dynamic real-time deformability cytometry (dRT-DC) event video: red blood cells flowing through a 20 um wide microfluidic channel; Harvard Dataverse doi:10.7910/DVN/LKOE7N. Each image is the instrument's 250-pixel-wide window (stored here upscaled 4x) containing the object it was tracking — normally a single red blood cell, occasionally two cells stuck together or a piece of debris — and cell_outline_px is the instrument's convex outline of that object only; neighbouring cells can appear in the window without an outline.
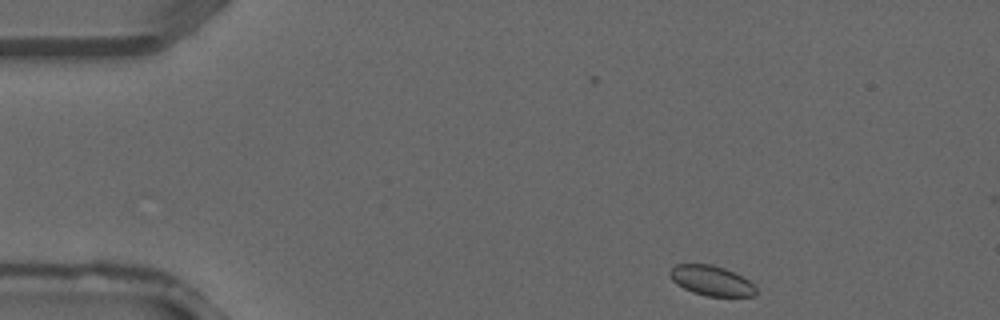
{"species": "common noctule bat (a hibernating species)", "species_latin": "Nyctalus noctula", "temperature_condition": "warm", "stored_images_in_passage": 34, "camera_frame_rate_fps": 3000, "um_per_image_px": 0.085, "animal": {"sex": "male", "forearm_length_mm": 52.5}, "frame": {"image": 1, "passage_image": 1, "time_ms": 0.0, "image_size_px": [1000, 320], "cell_outline_px": [[756, 292], [752, 296], [708, 296], [692, 292], [676, 284], [672, 280], [668, 272], [676, 264], [712, 264], [724, 268], [748, 280], [756, 288]], "centroid_in_image_um": [60.43, 23.85], "position_along_channel_um": 24.6, "area_um2": 14.85}}
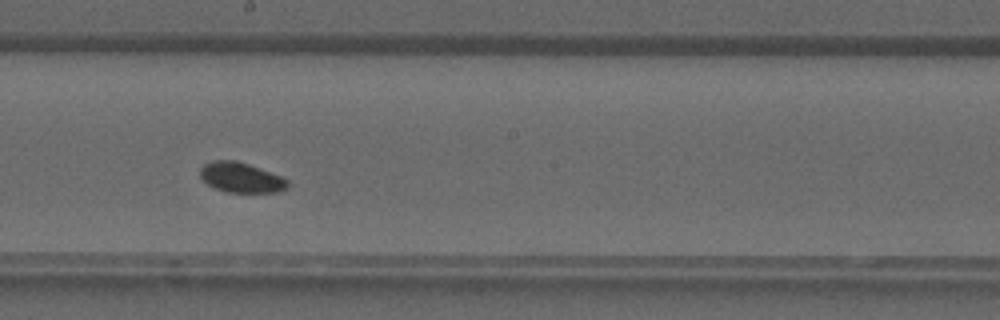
{"frame": {"image": 2, "passage_image": 17, "time_ms": 5.333, "image_size_px": [1000, 320], "cell_outline_px": [[288, 188], [276, 192], [228, 192], [216, 188], [208, 184], [200, 176], [200, 168], [204, 164], [216, 160], [236, 160], [248, 164], [280, 176], [288, 180]], "centroid_in_image_um": [20.48, 15.09], "position_along_channel_um": 227.7, "area_um2": 15.09}}
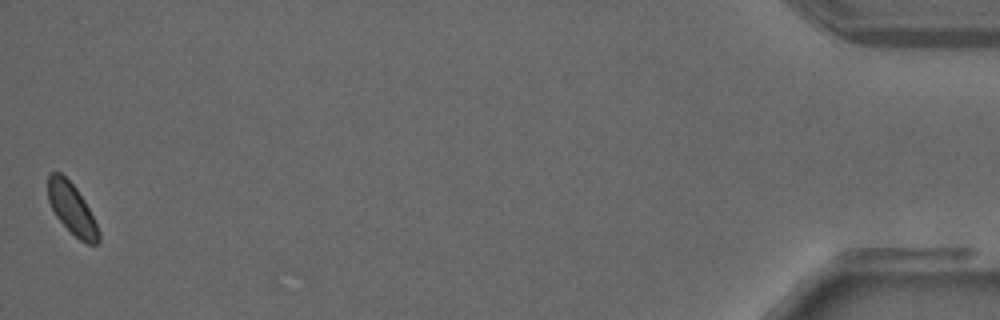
{"frame": {"image": 3, "passage_image": 34, "time_ms": 11.0, "image_size_px": [1000, 320], "cell_outline_px": [[100, 240], [96, 244], [88, 244], [80, 240], [56, 216], [48, 200], [48, 176], [52, 172], [60, 172], [76, 188], [84, 200], [100, 232]], "centroid_in_image_um": [6.11, 17.75], "position_along_channel_um": 429.1, "area_um2": 14.68}}